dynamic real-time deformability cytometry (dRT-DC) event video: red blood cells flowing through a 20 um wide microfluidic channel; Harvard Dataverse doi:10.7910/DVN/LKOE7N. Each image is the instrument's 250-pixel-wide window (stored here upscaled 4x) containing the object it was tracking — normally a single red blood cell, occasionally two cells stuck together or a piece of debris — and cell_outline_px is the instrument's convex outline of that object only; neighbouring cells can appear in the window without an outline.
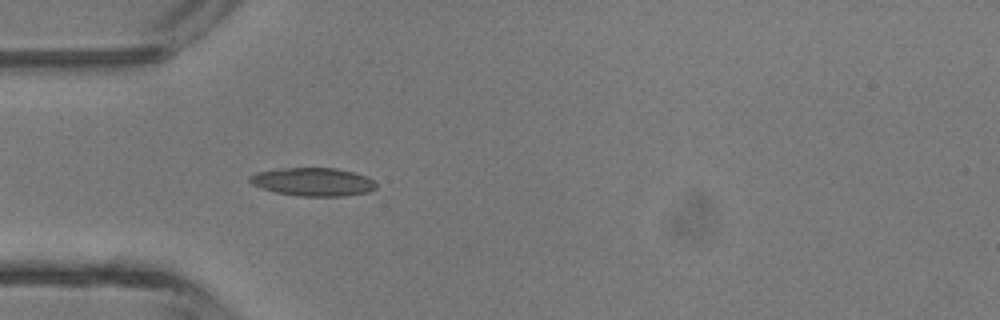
{"species": "common noctule bat (a hibernating species)", "species_latin": "Nyctalus noctula", "temperature_condition": "room temperature", "stored_images_in_passage": 5, "camera_frame_rate_fps": 3000, "um_per_image_px": 0.085, "animal": {"sex": "male", "body_mass_g": 13.3}, "frame": {"image": 1, "passage_image": 5, "time_ms": 5.333, "image_size_px": [1000, 320], "cell_outline_px": [[376, 188], [368, 192], [344, 196], [296, 196], [276, 192], [252, 184], [248, 180], [248, 176], [256, 172], [276, 168], [336, 168], [352, 172], [364, 176], [372, 180], [376, 184]], "centroid_in_image_um": [26.56, 15.45], "position_along_channel_um": 58.4, "area_um2": 20.75}}